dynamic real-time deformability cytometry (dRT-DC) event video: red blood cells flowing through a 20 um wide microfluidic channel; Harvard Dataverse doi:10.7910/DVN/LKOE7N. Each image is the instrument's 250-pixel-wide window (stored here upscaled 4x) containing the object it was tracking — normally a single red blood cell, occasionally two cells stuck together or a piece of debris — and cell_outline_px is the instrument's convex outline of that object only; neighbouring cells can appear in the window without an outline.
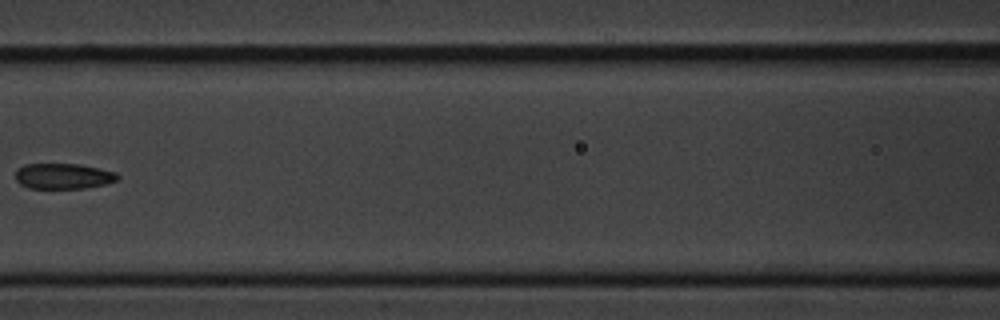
{"species": "common noctule bat (a hibernating species)", "species_latin": "Nyctalus noctula", "temperature_condition": "cold", "stored_images_in_passage": 11, "camera_frame_rate_fps": 3000, "um_per_image_px": 0.085, "animal": {"sex": "male", "body_mass_g": 20.1, "forearm_length_mm": 53.5}, "frame": {"image": 1, "passage_image": 7, "time_ms": 8.0, "image_size_px": [1000, 320], "cell_outline_px": [[120, 176], [116, 180], [104, 184], [84, 188], [28, 188], [20, 184], [16, 180], [16, 172], [24, 164], [80, 164], [116, 172]], "centroid_in_image_um": [5.38, 14.97], "position_along_channel_um": 161.2, "area_um2": 15.09}}
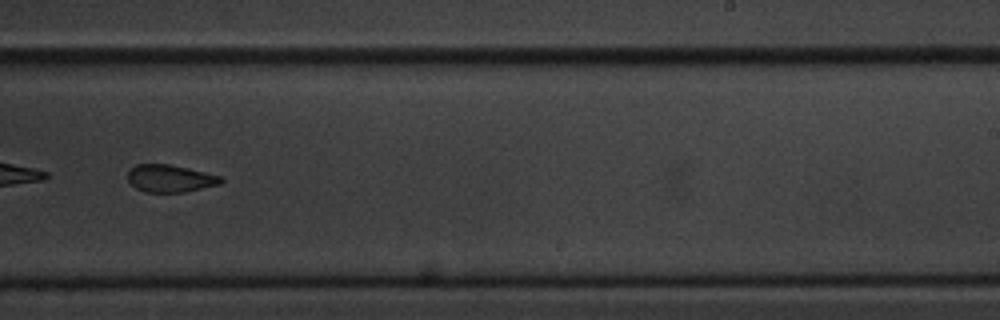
{"frame": {"image": 2, "passage_image": 10, "time_ms": 11.333, "image_size_px": [1000, 320], "cell_outline_px": [[224, 180], [220, 184], [184, 192], [144, 192], [136, 188], [128, 180], [128, 172], [136, 164], [168, 164], [188, 168], [220, 176]], "centroid_in_image_um": [14.45, 15.17], "position_along_channel_um": 274.5, "area_um2": 14.74}}
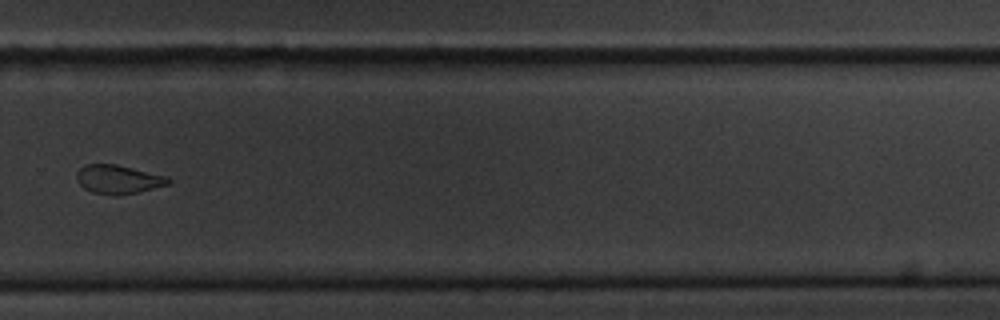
{"frame": {"image": 3, "passage_image": 11, "time_ms": 12.667, "image_size_px": [1000, 320], "cell_outline_px": [[172, 184], [136, 192], [116, 196], [112, 196], [92, 192], [84, 188], [76, 180], [76, 172], [84, 164], [116, 164], [168, 176], [172, 180]], "centroid_in_image_um": [10.06, 15.24], "position_along_channel_um": 319.7, "area_um2": 15.61}}